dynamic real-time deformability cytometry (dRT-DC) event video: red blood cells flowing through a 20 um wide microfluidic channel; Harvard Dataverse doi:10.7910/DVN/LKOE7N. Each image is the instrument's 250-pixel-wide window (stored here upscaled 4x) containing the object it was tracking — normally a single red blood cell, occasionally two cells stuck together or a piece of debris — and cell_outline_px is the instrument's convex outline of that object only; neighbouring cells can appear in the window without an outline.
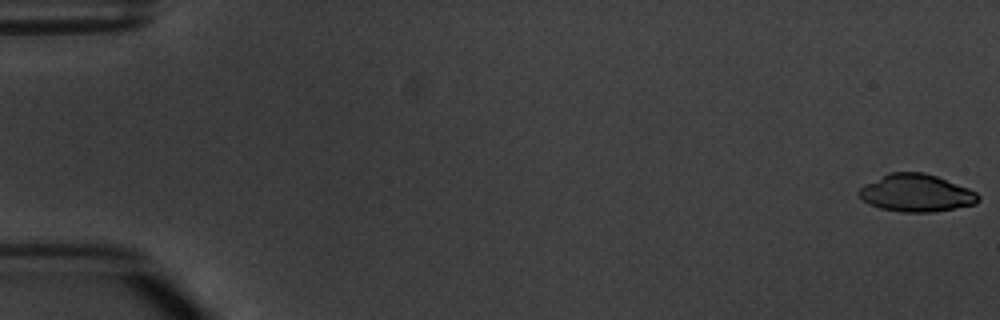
{"species": "common noctule bat (a hibernating species)", "species_latin": "Nyctalus noctula", "temperature_condition": "warm", "stored_images_in_passage": 8, "camera_frame_rate_fps": 3000, "um_per_image_px": 0.085, "animal": {"sex": "male", "body_mass_g": 20.1, "forearm_length_mm": 53.5}, "frame": {"image": 1, "passage_image": 1, "time_ms": 0.0, "image_size_px": [1000, 320], "cell_outline_px": [[980, 200], [976, 204], [932, 212], [900, 212], [880, 208], [864, 200], [856, 192], [864, 184], [888, 172], [924, 172], [936, 176], [968, 188], [976, 192], [980, 196]], "centroid_in_image_um": [77.88, 16.4], "position_along_channel_um": 7.1, "area_um2": 26.01}}